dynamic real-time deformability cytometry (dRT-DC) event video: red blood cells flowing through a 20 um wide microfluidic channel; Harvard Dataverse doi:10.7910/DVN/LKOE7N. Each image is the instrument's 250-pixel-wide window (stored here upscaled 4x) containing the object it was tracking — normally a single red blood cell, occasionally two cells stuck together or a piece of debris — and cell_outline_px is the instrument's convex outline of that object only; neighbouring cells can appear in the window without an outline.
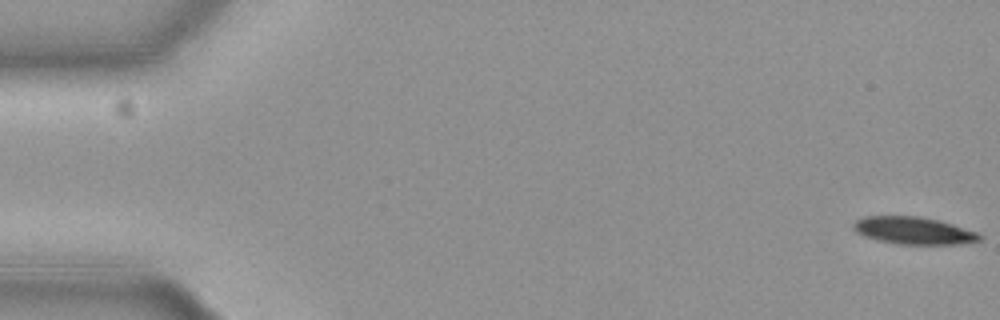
{"species": "common noctule bat (a hibernating species)", "species_latin": "Nyctalus noctula", "temperature_condition": "cold", "stored_images_in_passage": 57, "camera_frame_rate_fps": 3000, "um_per_image_px": 0.085, "animal": {"sex": "female", "body_mass_g": 19.3, "forearm_length_mm": 54.1}, "frame": {"image": 1, "passage_image": 1, "time_ms": 0.0, "image_size_px": [1000, 320], "cell_outline_px": [[984, 236], [980, 240], [956, 244], [900, 244], [880, 240], [864, 236], [856, 232], [852, 228], [852, 224], [856, 220], [864, 216], [920, 216], [940, 220], [976, 232]], "centroid_in_image_um": [77.63, 19.59], "position_along_channel_um": 7.4, "area_um2": 20.0}}
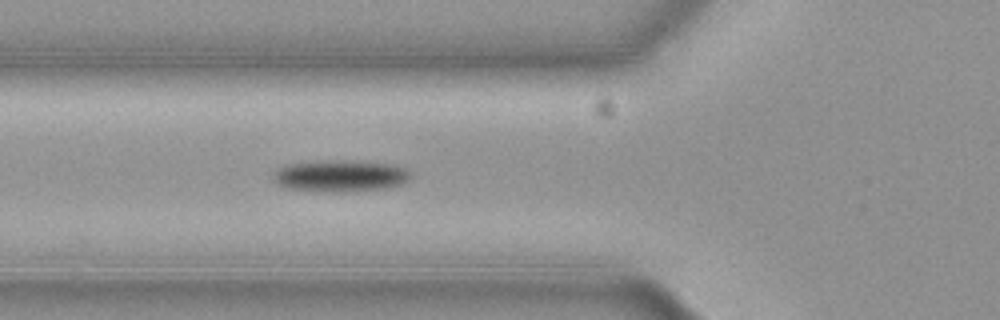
{"frame": {"image": 2, "passage_image": 21, "time_ms": 6.667, "image_size_px": [1000, 320], "cell_outline_px": [[408, 180], [400, 184], [384, 188], [344, 192], [316, 192], [288, 188], [272, 180], [272, 172], [284, 164], [392, 164], [404, 168], [408, 172]], "centroid_in_image_um": [28.84, 15.04], "position_along_channel_um": 97.0, "area_um2": 23.64}}
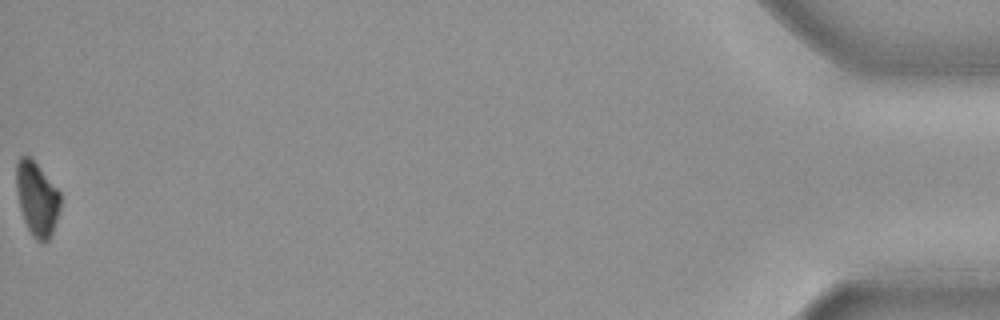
{"frame": {"image": 3, "passage_image": 57, "time_ms": 18.667, "image_size_px": [1000, 320], "cell_outline_px": [[60, 208], [52, 232], [48, 240], [44, 244], [36, 240], [32, 236], [24, 220], [20, 208], [16, 188], [16, 164], [20, 156], [28, 156], [36, 164], [60, 192]], "centroid_in_image_um": [3.13, 16.92], "position_along_channel_um": 432.1, "area_um2": 18.73}, "authors_computed_cell_mechanics": {"area_um2": 22.1952, "velocity_mm_per_s": 3.6947, "shape_relaxation_time_tau1_ms": 2.4589, "shape_relaxation_time_tau2_ms": null, "deformation_change_tau1": 0.0987, "deformation_change_tau2": null}}